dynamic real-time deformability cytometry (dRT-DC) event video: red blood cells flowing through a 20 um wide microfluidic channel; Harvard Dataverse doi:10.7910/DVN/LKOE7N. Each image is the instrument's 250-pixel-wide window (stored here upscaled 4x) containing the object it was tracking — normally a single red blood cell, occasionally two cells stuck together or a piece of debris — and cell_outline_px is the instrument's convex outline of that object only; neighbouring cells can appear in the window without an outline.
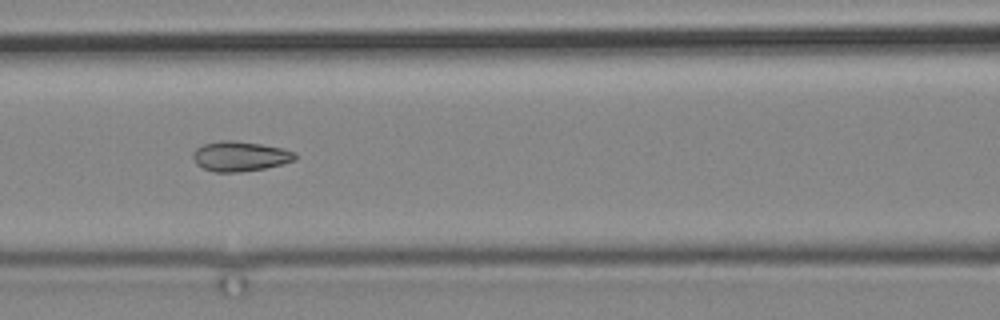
{"species": "common noctule bat (a hibernating species)", "species_latin": "Nyctalus noctula", "temperature_condition": "cold", "stored_images_in_passage": 7, "camera_frame_rate_fps": 3000, "um_per_image_px": 0.085, "animal": {"sex": "male", "body_mass_g": 19.2, "forearm_length_mm": 51.8}, "frame": {"image": 1, "passage_image": 3, "time_ms": 2.333, "image_size_px": [1000, 320], "cell_outline_px": [[296, 160], [284, 164], [264, 168], [236, 172], [216, 172], [204, 168], [196, 164], [192, 156], [192, 152], [196, 148], [204, 144], [220, 140], [232, 140], [260, 144], [280, 148], [296, 152]], "centroid_in_image_um": [20.39, 13.28], "position_along_channel_um": 146.2, "area_um2": 17.74}}
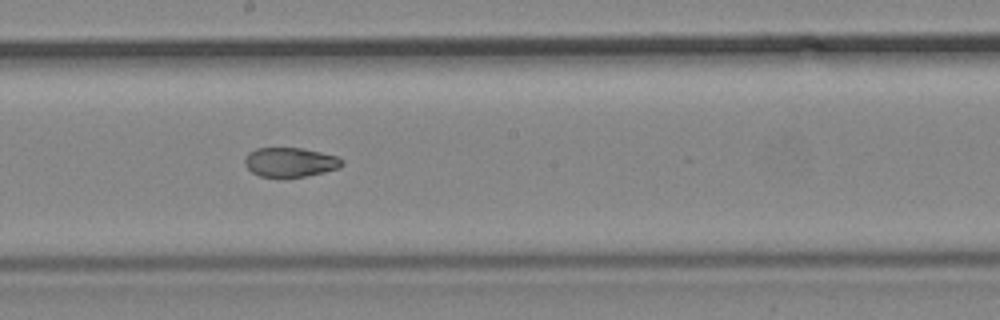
{"frame": {"image": 2, "passage_image": 5, "time_ms": 4.667, "image_size_px": [1000, 320], "cell_outline_px": [[344, 164], [340, 168], [324, 172], [304, 176], [260, 176], [252, 172], [244, 164], [244, 160], [248, 152], [256, 148], [304, 148], [336, 156], [344, 160]], "centroid_in_image_um": [24.68, 13.77], "position_along_channel_um": 223.5, "area_um2": 16.53}}
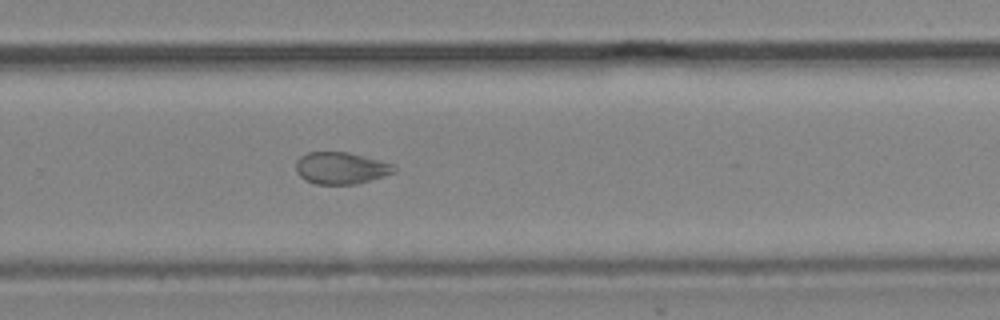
{"frame": {"image": 3, "passage_image": 7, "time_ms": 7.0, "image_size_px": [1000, 320], "cell_outline_px": [[396, 172], [384, 176], [356, 184], [316, 184], [300, 176], [296, 172], [296, 160], [300, 156], [308, 152], [348, 152], [396, 164]], "centroid_in_image_um": [29.01, 14.28], "position_along_channel_um": 300.8, "area_um2": 18.32}}